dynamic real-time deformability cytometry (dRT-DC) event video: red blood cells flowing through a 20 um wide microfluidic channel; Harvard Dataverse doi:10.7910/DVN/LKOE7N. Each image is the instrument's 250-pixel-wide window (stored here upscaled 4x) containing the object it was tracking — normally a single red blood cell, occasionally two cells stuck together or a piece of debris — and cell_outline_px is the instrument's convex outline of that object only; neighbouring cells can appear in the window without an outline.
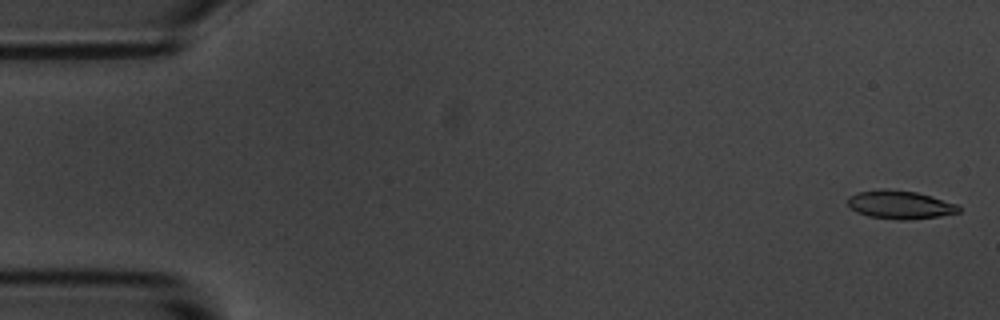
{"species": "common noctule bat (a hibernating species)", "species_latin": "Nyctalus noctula", "temperature_condition": "room temperature", "stored_images_in_passage": 9, "segment_of_instrument_passage": [1, 2], "camera_frame_rate_fps": 3000, "um_per_image_px": 0.085, "animal": {"sex": "male", "body_mass_g": 20.1, "forearm_length_mm": 53.5}, "frame": {"image": 1, "passage_image": 2, "time_ms": 0.333, "image_size_px": [1000, 320], "cell_outline_px": [[960, 212], [936, 216], [908, 220], [900, 220], [868, 216], [856, 212], [848, 204], [848, 196], [856, 192], [884, 188], [916, 192], [956, 204], [960, 208]], "centroid_in_image_um": [76.44, 17.39], "position_along_channel_um": 8.6, "area_um2": 18.15}}